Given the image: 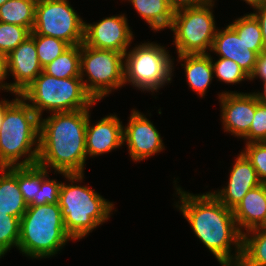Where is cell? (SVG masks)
I'll use <instances>...</instances> for the list:
<instances>
[{"instance_id":"obj_1","label":"cell","mask_w":266,"mask_h":266,"mask_svg":"<svg viewBox=\"0 0 266 266\" xmlns=\"http://www.w3.org/2000/svg\"><path fill=\"white\" fill-rule=\"evenodd\" d=\"M175 190L180 201L174 205L188 221L195 236L211 251L220 265L238 266L242 255V233L232 210L211 191L193 194L182 190L180 186ZM233 248L235 252H232Z\"/></svg>"},{"instance_id":"obj_2","label":"cell","mask_w":266,"mask_h":266,"mask_svg":"<svg viewBox=\"0 0 266 266\" xmlns=\"http://www.w3.org/2000/svg\"><path fill=\"white\" fill-rule=\"evenodd\" d=\"M89 112H55L40 118L38 165L54 173L84 174Z\"/></svg>"},{"instance_id":"obj_3","label":"cell","mask_w":266,"mask_h":266,"mask_svg":"<svg viewBox=\"0 0 266 266\" xmlns=\"http://www.w3.org/2000/svg\"><path fill=\"white\" fill-rule=\"evenodd\" d=\"M15 96L3 108L0 168L31 166L38 161L40 117L20 95Z\"/></svg>"},{"instance_id":"obj_4","label":"cell","mask_w":266,"mask_h":266,"mask_svg":"<svg viewBox=\"0 0 266 266\" xmlns=\"http://www.w3.org/2000/svg\"><path fill=\"white\" fill-rule=\"evenodd\" d=\"M59 174L70 182L68 184L62 182L59 192L58 203L64 227L73 240L83 239L109 220L113 214L114 204L94 189L79 185L78 182H83L84 174L64 172H59Z\"/></svg>"},{"instance_id":"obj_5","label":"cell","mask_w":266,"mask_h":266,"mask_svg":"<svg viewBox=\"0 0 266 266\" xmlns=\"http://www.w3.org/2000/svg\"><path fill=\"white\" fill-rule=\"evenodd\" d=\"M73 240L66 232L59 203L28 205L20 218L17 249L32 259L49 258Z\"/></svg>"},{"instance_id":"obj_6","label":"cell","mask_w":266,"mask_h":266,"mask_svg":"<svg viewBox=\"0 0 266 266\" xmlns=\"http://www.w3.org/2000/svg\"><path fill=\"white\" fill-rule=\"evenodd\" d=\"M20 96L40 118L43 111L71 112L90 109L96 103L86 92L80 77L56 78L44 71Z\"/></svg>"},{"instance_id":"obj_7","label":"cell","mask_w":266,"mask_h":266,"mask_svg":"<svg viewBox=\"0 0 266 266\" xmlns=\"http://www.w3.org/2000/svg\"><path fill=\"white\" fill-rule=\"evenodd\" d=\"M132 48L124 54L125 85L155 94L166 83H171L174 58L163 45L148 41Z\"/></svg>"},{"instance_id":"obj_8","label":"cell","mask_w":266,"mask_h":266,"mask_svg":"<svg viewBox=\"0 0 266 266\" xmlns=\"http://www.w3.org/2000/svg\"><path fill=\"white\" fill-rule=\"evenodd\" d=\"M80 78L86 92L99 102L125 85L124 54L80 44Z\"/></svg>"},{"instance_id":"obj_9","label":"cell","mask_w":266,"mask_h":266,"mask_svg":"<svg viewBox=\"0 0 266 266\" xmlns=\"http://www.w3.org/2000/svg\"><path fill=\"white\" fill-rule=\"evenodd\" d=\"M215 1L202 7L174 11L172 25L177 55L208 54L218 28L213 14ZM208 50V51H207Z\"/></svg>"},{"instance_id":"obj_10","label":"cell","mask_w":266,"mask_h":266,"mask_svg":"<svg viewBox=\"0 0 266 266\" xmlns=\"http://www.w3.org/2000/svg\"><path fill=\"white\" fill-rule=\"evenodd\" d=\"M84 27L85 21L68 0H42L36 3L30 34L58 38L74 46L84 42Z\"/></svg>"},{"instance_id":"obj_11","label":"cell","mask_w":266,"mask_h":266,"mask_svg":"<svg viewBox=\"0 0 266 266\" xmlns=\"http://www.w3.org/2000/svg\"><path fill=\"white\" fill-rule=\"evenodd\" d=\"M133 35L124 13L103 18L94 24L85 22L83 43L92 48L125 54L134 39Z\"/></svg>"},{"instance_id":"obj_12","label":"cell","mask_w":266,"mask_h":266,"mask_svg":"<svg viewBox=\"0 0 266 266\" xmlns=\"http://www.w3.org/2000/svg\"><path fill=\"white\" fill-rule=\"evenodd\" d=\"M128 121L123 126V144H127L131 160L140 162L165 149L159 131L146 115L133 109Z\"/></svg>"},{"instance_id":"obj_13","label":"cell","mask_w":266,"mask_h":266,"mask_svg":"<svg viewBox=\"0 0 266 266\" xmlns=\"http://www.w3.org/2000/svg\"><path fill=\"white\" fill-rule=\"evenodd\" d=\"M218 96L224 132L243 139L249 133L255 116V95L253 92L223 91Z\"/></svg>"},{"instance_id":"obj_14","label":"cell","mask_w":266,"mask_h":266,"mask_svg":"<svg viewBox=\"0 0 266 266\" xmlns=\"http://www.w3.org/2000/svg\"><path fill=\"white\" fill-rule=\"evenodd\" d=\"M6 63L7 76L12 74L14 79L13 83H8V91L14 95H20L43 71L31 36L6 56Z\"/></svg>"},{"instance_id":"obj_15","label":"cell","mask_w":266,"mask_h":266,"mask_svg":"<svg viewBox=\"0 0 266 266\" xmlns=\"http://www.w3.org/2000/svg\"><path fill=\"white\" fill-rule=\"evenodd\" d=\"M262 184L246 156L240 152L231 167L227 186L211 192L222 204L233 210L245 194Z\"/></svg>"},{"instance_id":"obj_16","label":"cell","mask_w":266,"mask_h":266,"mask_svg":"<svg viewBox=\"0 0 266 266\" xmlns=\"http://www.w3.org/2000/svg\"><path fill=\"white\" fill-rule=\"evenodd\" d=\"M90 115L86 127L87 158L100 156L124 145L123 124L117 115H107L95 125H91Z\"/></svg>"},{"instance_id":"obj_17","label":"cell","mask_w":266,"mask_h":266,"mask_svg":"<svg viewBox=\"0 0 266 266\" xmlns=\"http://www.w3.org/2000/svg\"><path fill=\"white\" fill-rule=\"evenodd\" d=\"M210 52L235 61L248 76L252 74L258 57L229 24L217 30Z\"/></svg>"},{"instance_id":"obj_18","label":"cell","mask_w":266,"mask_h":266,"mask_svg":"<svg viewBox=\"0 0 266 266\" xmlns=\"http://www.w3.org/2000/svg\"><path fill=\"white\" fill-rule=\"evenodd\" d=\"M232 212L242 234L262 227L266 222V183L249 190Z\"/></svg>"},{"instance_id":"obj_19","label":"cell","mask_w":266,"mask_h":266,"mask_svg":"<svg viewBox=\"0 0 266 266\" xmlns=\"http://www.w3.org/2000/svg\"><path fill=\"white\" fill-rule=\"evenodd\" d=\"M178 62L184 67L186 81L196 94L204 97L214 78L211 55H178Z\"/></svg>"},{"instance_id":"obj_20","label":"cell","mask_w":266,"mask_h":266,"mask_svg":"<svg viewBox=\"0 0 266 266\" xmlns=\"http://www.w3.org/2000/svg\"><path fill=\"white\" fill-rule=\"evenodd\" d=\"M27 208L18 185V167L0 168V212L21 218Z\"/></svg>"},{"instance_id":"obj_21","label":"cell","mask_w":266,"mask_h":266,"mask_svg":"<svg viewBox=\"0 0 266 266\" xmlns=\"http://www.w3.org/2000/svg\"><path fill=\"white\" fill-rule=\"evenodd\" d=\"M126 1V0H125ZM138 15L155 32L170 28L174 10L167 0H128Z\"/></svg>"},{"instance_id":"obj_22","label":"cell","mask_w":266,"mask_h":266,"mask_svg":"<svg viewBox=\"0 0 266 266\" xmlns=\"http://www.w3.org/2000/svg\"><path fill=\"white\" fill-rule=\"evenodd\" d=\"M238 266H266V228L242 234V255Z\"/></svg>"},{"instance_id":"obj_23","label":"cell","mask_w":266,"mask_h":266,"mask_svg":"<svg viewBox=\"0 0 266 266\" xmlns=\"http://www.w3.org/2000/svg\"><path fill=\"white\" fill-rule=\"evenodd\" d=\"M35 0H8L0 6V22L26 27L30 32L35 23Z\"/></svg>"},{"instance_id":"obj_24","label":"cell","mask_w":266,"mask_h":266,"mask_svg":"<svg viewBox=\"0 0 266 266\" xmlns=\"http://www.w3.org/2000/svg\"><path fill=\"white\" fill-rule=\"evenodd\" d=\"M43 71L56 78L80 77V45L70 46Z\"/></svg>"},{"instance_id":"obj_25","label":"cell","mask_w":266,"mask_h":266,"mask_svg":"<svg viewBox=\"0 0 266 266\" xmlns=\"http://www.w3.org/2000/svg\"><path fill=\"white\" fill-rule=\"evenodd\" d=\"M242 40L249 46V49L258 55L266 50L262 38L261 28L256 17L251 13L238 17L229 24Z\"/></svg>"},{"instance_id":"obj_26","label":"cell","mask_w":266,"mask_h":266,"mask_svg":"<svg viewBox=\"0 0 266 266\" xmlns=\"http://www.w3.org/2000/svg\"><path fill=\"white\" fill-rule=\"evenodd\" d=\"M18 185L28 205H39L41 166L38 164L18 167Z\"/></svg>"},{"instance_id":"obj_27","label":"cell","mask_w":266,"mask_h":266,"mask_svg":"<svg viewBox=\"0 0 266 266\" xmlns=\"http://www.w3.org/2000/svg\"><path fill=\"white\" fill-rule=\"evenodd\" d=\"M30 36L35 41L37 55L42 68L70 47L68 43L58 38L38 34H30Z\"/></svg>"},{"instance_id":"obj_28","label":"cell","mask_w":266,"mask_h":266,"mask_svg":"<svg viewBox=\"0 0 266 266\" xmlns=\"http://www.w3.org/2000/svg\"><path fill=\"white\" fill-rule=\"evenodd\" d=\"M20 236V218L0 212V258L17 248Z\"/></svg>"},{"instance_id":"obj_29","label":"cell","mask_w":266,"mask_h":266,"mask_svg":"<svg viewBox=\"0 0 266 266\" xmlns=\"http://www.w3.org/2000/svg\"><path fill=\"white\" fill-rule=\"evenodd\" d=\"M213 73L218 81L226 84H239L242 81L249 80V76L233 60L219 57L217 61L211 56Z\"/></svg>"},{"instance_id":"obj_30","label":"cell","mask_w":266,"mask_h":266,"mask_svg":"<svg viewBox=\"0 0 266 266\" xmlns=\"http://www.w3.org/2000/svg\"><path fill=\"white\" fill-rule=\"evenodd\" d=\"M30 33L26 27L0 22V52L7 56L30 36Z\"/></svg>"},{"instance_id":"obj_31","label":"cell","mask_w":266,"mask_h":266,"mask_svg":"<svg viewBox=\"0 0 266 266\" xmlns=\"http://www.w3.org/2000/svg\"><path fill=\"white\" fill-rule=\"evenodd\" d=\"M241 152L251 162L262 183H266V142H251Z\"/></svg>"},{"instance_id":"obj_32","label":"cell","mask_w":266,"mask_h":266,"mask_svg":"<svg viewBox=\"0 0 266 266\" xmlns=\"http://www.w3.org/2000/svg\"><path fill=\"white\" fill-rule=\"evenodd\" d=\"M247 143L266 142V105L256 99V111L249 133L243 138ZM248 140V141H247Z\"/></svg>"},{"instance_id":"obj_33","label":"cell","mask_w":266,"mask_h":266,"mask_svg":"<svg viewBox=\"0 0 266 266\" xmlns=\"http://www.w3.org/2000/svg\"><path fill=\"white\" fill-rule=\"evenodd\" d=\"M47 168L41 167V187L39 190V205L58 203L62 182L49 178Z\"/></svg>"},{"instance_id":"obj_34","label":"cell","mask_w":266,"mask_h":266,"mask_svg":"<svg viewBox=\"0 0 266 266\" xmlns=\"http://www.w3.org/2000/svg\"><path fill=\"white\" fill-rule=\"evenodd\" d=\"M214 1L215 0H167L174 11L183 8L206 6Z\"/></svg>"},{"instance_id":"obj_35","label":"cell","mask_w":266,"mask_h":266,"mask_svg":"<svg viewBox=\"0 0 266 266\" xmlns=\"http://www.w3.org/2000/svg\"><path fill=\"white\" fill-rule=\"evenodd\" d=\"M258 77L261 81H266V50L258 55L254 70L249 76V80L253 81Z\"/></svg>"},{"instance_id":"obj_36","label":"cell","mask_w":266,"mask_h":266,"mask_svg":"<svg viewBox=\"0 0 266 266\" xmlns=\"http://www.w3.org/2000/svg\"><path fill=\"white\" fill-rule=\"evenodd\" d=\"M253 10L254 11L252 14L256 17L260 24L262 38L266 47V2L261 6L254 8Z\"/></svg>"},{"instance_id":"obj_37","label":"cell","mask_w":266,"mask_h":266,"mask_svg":"<svg viewBox=\"0 0 266 266\" xmlns=\"http://www.w3.org/2000/svg\"><path fill=\"white\" fill-rule=\"evenodd\" d=\"M7 78L6 56L0 52V90H7L6 92H8V83L5 82Z\"/></svg>"},{"instance_id":"obj_38","label":"cell","mask_w":266,"mask_h":266,"mask_svg":"<svg viewBox=\"0 0 266 266\" xmlns=\"http://www.w3.org/2000/svg\"><path fill=\"white\" fill-rule=\"evenodd\" d=\"M263 84V92H253L255 95L256 99L258 100L259 103L266 105V81H262Z\"/></svg>"},{"instance_id":"obj_39","label":"cell","mask_w":266,"mask_h":266,"mask_svg":"<svg viewBox=\"0 0 266 266\" xmlns=\"http://www.w3.org/2000/svg\"><path fill=\"white\" fill-rule=\"evenodd\" d=\"M244 2H246L248 5L252 6V8H256L261 6L263 3L266 2V0H243Z\"/></svg>"},{"instance_id":"obj_40","label":"cell","mask_w":266,"mask_h":266,"mask_svg":"<svg viewBox=\"0 0 266 266\" xmlns=\"http://www.w3.org/2000/svg\"><path fill=\"white\" fill-rule=\"evenodd\" d=\"M9 100L7 99H3V100H0V128H1V125H2V120H3V108H4V105L8 102Z\"/></svg>"},{"instance_id":"obj_41","label":"cell","mask_w":266,"mask_h":266,"mask_svg":"<svg viewBox=\"0 0 266 266\" xmlns=\"http://www.w3.org/2000/svg\"><path fill=\"white\" fill-rule=\"evenodd\" d=\"M8 0H0V6H2L5 2H7Z\"/></svg>"}]
</instances>
